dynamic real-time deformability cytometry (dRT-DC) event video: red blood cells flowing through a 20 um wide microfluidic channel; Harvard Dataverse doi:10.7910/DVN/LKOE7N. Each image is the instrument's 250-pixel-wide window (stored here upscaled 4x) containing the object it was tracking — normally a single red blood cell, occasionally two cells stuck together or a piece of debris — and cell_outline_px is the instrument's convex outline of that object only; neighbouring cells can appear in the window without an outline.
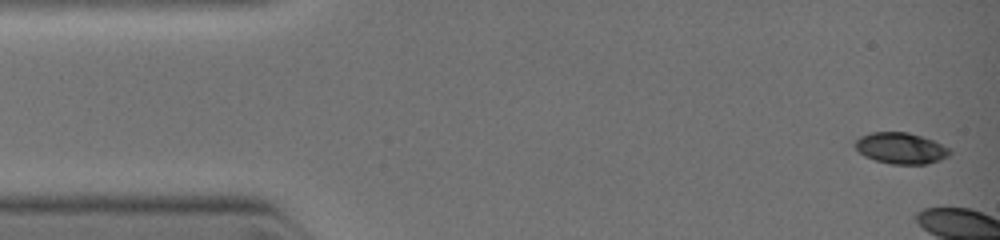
{"species": "common noctule bat (a hibernating species)", "species_latin": "Nyctalus noctula", "temperature_condition": "warm", "stored_images_in_passage": 5, "camera_frame_rate_fps": 3000, "um_per_image_px": 0.085, "animal": {"sex": "female", "body_mass_g": 19.0, "forearm_length_mm": 51.5}, "frame": {"image": 1, "passage_image": 1, "time_ms": 0.0, "image_size_px": [1000, 240], "cell_outline_px": [[952, 152], [948, 156], [940, 160], [928, 164], [892, 164], [876, 160], [864, 156], [852, 144], [860, 136], [872, 132], [908, 132], [932, 140], [952, 148]], "centroid_in_image_um": [76.59, 12.6], "position_along_channel_um": 8.4, "area_um2": 17.28}}